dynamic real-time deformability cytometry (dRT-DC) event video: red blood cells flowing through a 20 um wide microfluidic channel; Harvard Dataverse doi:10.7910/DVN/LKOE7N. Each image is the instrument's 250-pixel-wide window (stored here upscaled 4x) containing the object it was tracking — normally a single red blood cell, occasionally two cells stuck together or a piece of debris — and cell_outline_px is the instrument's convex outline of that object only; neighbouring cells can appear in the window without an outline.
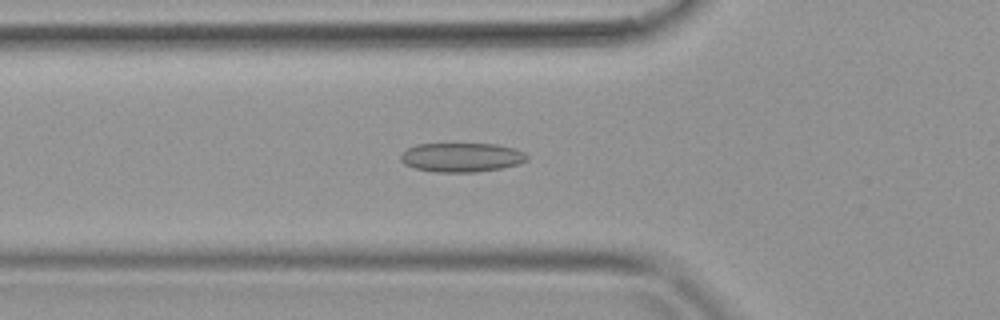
{"species": "common noctule bat (a hibernating species)", "species_latin": "Nyctalus noctula", "temperature_condition": "warm", "stored_images_in_passage": 40, "camera_frame_rate_fps": 3000, "um_per_image_px": 0.085, "animal": {"sex": "female", "body_mass_g": 19.9}, "frame": {"image": 1, "passage_image": 14, "time_ms": 4.333, "image_size_px": [1000, 320], "cell_outline_px": [[528, 160], [516, 164], [500, 168], [476, 172], [436, 172], [416, 168], [404, 164], [400, 160], [400, 156], [408, 148], [416, 144], [496, 144], [512, 148], [524, 152], [528, 156]], "centroid_in_image_um": [39.22, 13.37], "position_along_channel_um": 86.6, "area_um2": 21.27}}
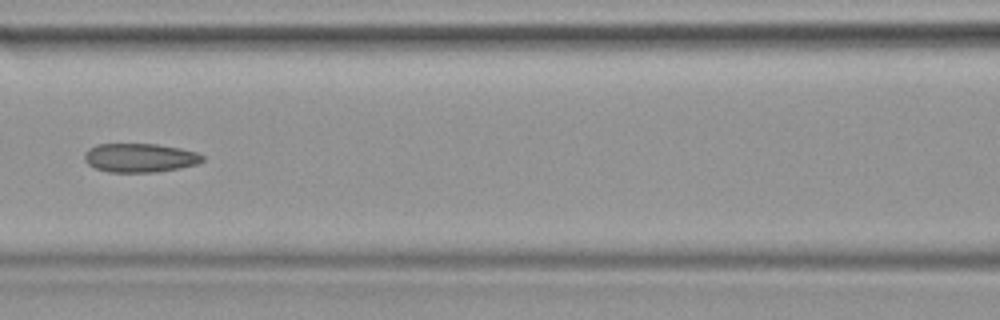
{"frame": {"image": 2, "passage_image": 18, "time_ms": 5.667, "image_size_px": [1000, 320], "cell_outline_px": [[204, 160], [196, 164], [180, 168], [156, 172], [108, 172], [96, 168], [88, 164], [84, 160], [84, 152], [88, 148], [96, 144], [156, 144], [180, 148], [196, 152], [204, 156]], "centroid_in_image_um": [11.87, 13.41], "position_along_channel_um": 154.7, "area_um2": 19.94}}
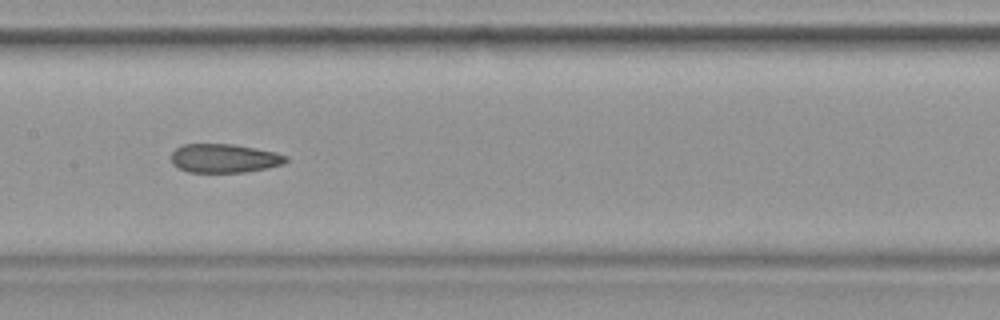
{"frame": {"image": 3, "passage_image": 20, "time_ms": 6.333, "image_size_px": [1000, 320], "cell_outline_px": [[288, 160], [284, 164], [268, 168], [244, 172], [188, 172], [172, 164], [172, 152], [176, 148], [184, 144], [236, 144], [276, 152], [288, 156]], "centroid_in_image_um": [19.1, 13.45], "position_along_channel_um": 188.3, "area_um2": 19.36}}